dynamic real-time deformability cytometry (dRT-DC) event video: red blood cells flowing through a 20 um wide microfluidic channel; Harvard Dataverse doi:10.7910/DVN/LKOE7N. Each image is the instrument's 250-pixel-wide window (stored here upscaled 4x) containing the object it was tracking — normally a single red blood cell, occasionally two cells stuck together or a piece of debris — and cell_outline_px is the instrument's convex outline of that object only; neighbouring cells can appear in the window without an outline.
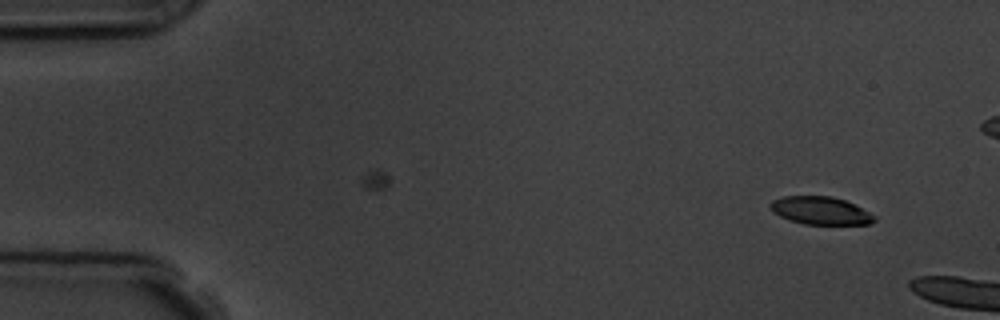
{"species": "common noctule bat (a hibernating species)", "species_latin": "Nyctalus noctula", "temperature_condition": "room temperature", "stored_images_in_passage": 3, "camera_frame_rate_fps": 3000, "um_per_image_px": 0.085, "animal": {"sex": "male", "body_mass_g": 19.5, "forearm_length_mm": 54.6}, "frame": {"image": 1, "passage_image": 1, "time_ms": 0.0, "image_size_px": [1000, 320], "cell_outline_px": [[876, 220], [868, 224], [804, 224], [780, 216], [772, 212], [768, 204], [772, 200], [784, 196], [832, 196], [844, 200], [876, 216]], "centroid_in_image_um": [69.7, 17.89], "position_along_channel_um": 15.3, "area_um2": 16.7}}